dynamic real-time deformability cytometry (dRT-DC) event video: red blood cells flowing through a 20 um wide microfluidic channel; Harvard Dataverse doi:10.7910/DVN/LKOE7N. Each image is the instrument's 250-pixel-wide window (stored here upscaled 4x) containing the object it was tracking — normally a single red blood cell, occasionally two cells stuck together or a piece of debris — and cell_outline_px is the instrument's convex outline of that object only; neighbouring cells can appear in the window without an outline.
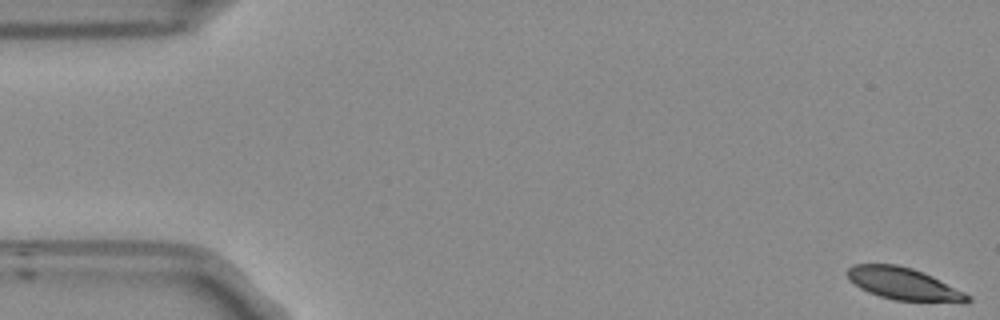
{"species": "Egyptian fruit bat (a non-hibernating species)", "species_latin": "Rousettus aegyptiacus", "temperature_condition": "room temperature", "stored_images_in_passage": 54, "camera_frame_rate_fps": 3000, "um_per_image_px": 0.085, "frame": {"image": 1, "passage_image": 1, "time_ms": 0.0, "image_size_px": [1000, 320], "cell_outline_px": [[972, 300], [964, 304], [960, 304], [892, 300], [868, 292], [860, 288], [848, 280], [848, 268], [852, 264], [896, 264], [912, 268], [932, 276], [972, 296]], "centroid_in_image_um": [76.87, 24.16], "position_along_channel_um": 8.1, "area_um2": 23.0}}
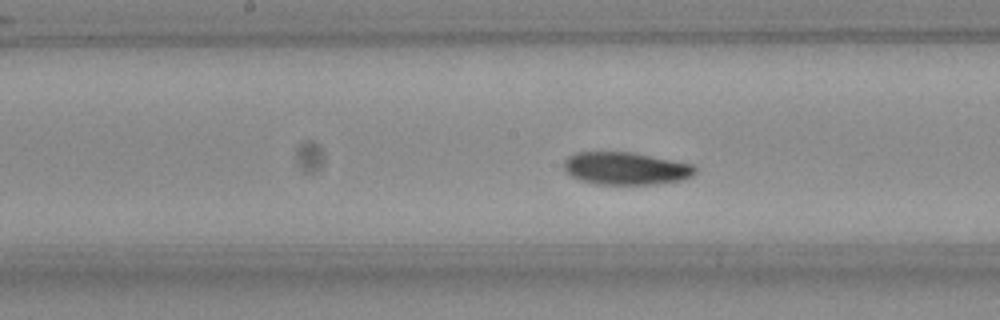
{"frame": {"image": 2, "passage_image": 27, "time_ms": 8.667, "image_size_px": [1000, 320], "cell_outline_px": [[696, 172], [692, 176], [684, 180], [656, 184], [596, 184], [580, 180], [572, 176], [564, 168], [564, 160], [568, 156], [576, 152], [632, 152], [692, 164], [696, 168]], "centroid_in_image_um": [53.2, 14.32], "position_along_channel_um": 195.0, "area_um2": 24.91}}
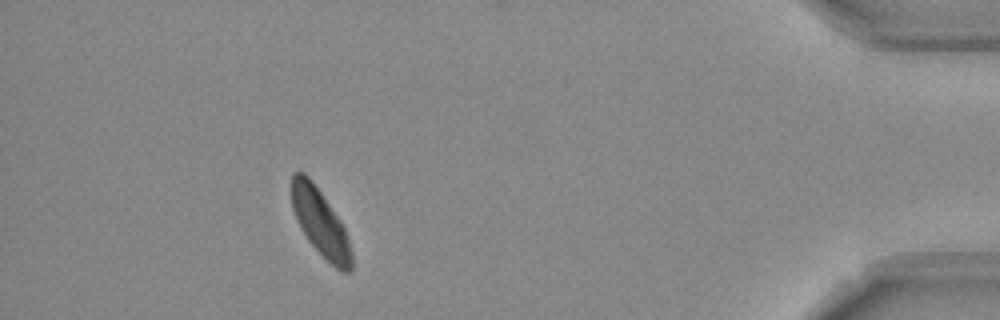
{"frame": {"image": 3, "passage_image": 49, "time_ms": 16.0, "image_size_px": [1000, 320], "cell_outline_px": [[352, 272], [340, 272], [308, 240], [300, 228], [296, 220], [292, 208], [292, 172], [304, 172], [308, 176], [320, 192], [340, 220], [344, 228], [352, 252]], "centroid_in_image_um": [27.23, 18.94], "position_along_channel_um": 408.0, "area_um2": 22.95}, "authors_computed_cell_mechanics": {"area_um2": 24.5072, "velocity_mm_per_s": 3.7101, "shape_relaxation_time_tau1_ms": 4.0454, "shape_relaxation_time_tau2_ms": 8.4242, "deformation_change_tau1": 0.0995, "deformation_change_tau2": 0.1477}}